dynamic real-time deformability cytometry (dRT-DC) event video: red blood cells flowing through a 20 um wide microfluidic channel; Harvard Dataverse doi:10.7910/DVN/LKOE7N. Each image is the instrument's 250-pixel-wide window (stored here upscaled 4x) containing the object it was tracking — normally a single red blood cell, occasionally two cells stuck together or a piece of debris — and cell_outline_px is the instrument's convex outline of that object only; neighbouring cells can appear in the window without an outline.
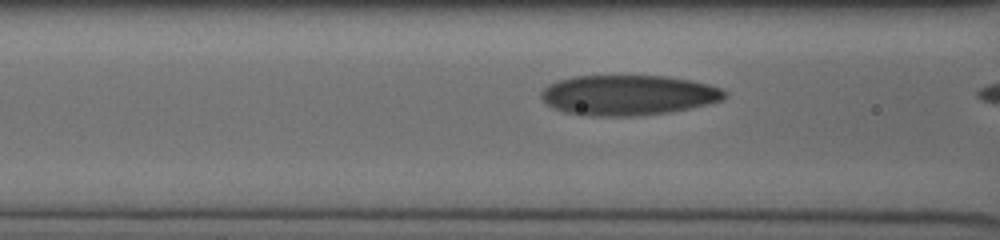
{"species": "human", "species_latin": "Homo sapiens", "temperature_condition": "cold", "stored_images_in_passage": 15, "camera_frame_rate_fps": 3000, "um_per_image_px": 0.085, "donor": {"sex": "male"}, "frame": {"image": 1, "passage_image": 13, "time_ms": 4.0, "image_size_px": [1000, 240], "cell_outline_px": [[728, 96], [724, 100], [708, 104], [672, 112], [636, 116], [592, 116], [564, 112], [548, 104], [540, 96], [540, 92], [548, 84], [556, 80], [572, 76], [668, 76], [692, 80], [724, 88], [728, 92]], "centroid_in_image_um": [53.45, 8.08], "position_along_channel_um": 113.1, "area_um2": 43.47}}